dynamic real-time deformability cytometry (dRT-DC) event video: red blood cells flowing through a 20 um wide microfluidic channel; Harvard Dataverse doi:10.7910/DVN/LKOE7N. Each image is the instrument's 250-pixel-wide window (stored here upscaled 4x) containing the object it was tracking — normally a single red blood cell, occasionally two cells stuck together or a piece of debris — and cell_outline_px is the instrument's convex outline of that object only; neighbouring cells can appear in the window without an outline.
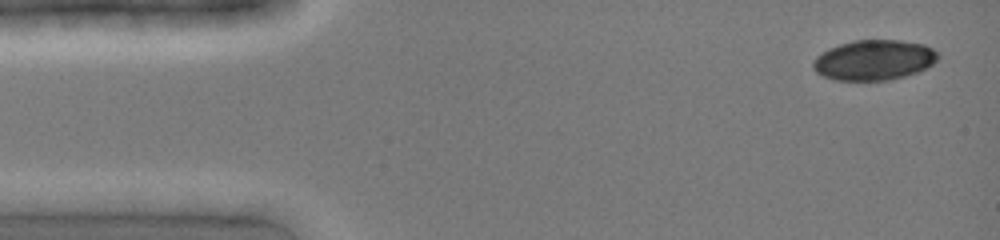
{"species": "common noctule bat (a hibernating species)", "species_latin": "Nyctalus noctula", "temperature_condition": "cold", "stored_images_in_passage": 5, "camera_frame_rate_fps": 3000, "um_per_image_px": 0.085, "animal": {"sex": "female", "body_mass_g": 19.0, "forearm_length_mm": 51.5}, "frame": {"image": 1, "passage_image": 1, "time_ms": 0.0, "image_size_px": [1000, 240], "cell_outline_px": [[940, 56], [928, 68], [904, 76], [888, 80], [836, 80], [824, 76], [816, 72], [812, 68], [812, 64], [816, 56], [828, 48], [840, 44], [856, 40], [900, 40], [924, 44], [940, 52]], "centroid_in_image_um": [74.3, 5.09], "position_along_channel_um": 10.7, "area_um2": 29.36}}